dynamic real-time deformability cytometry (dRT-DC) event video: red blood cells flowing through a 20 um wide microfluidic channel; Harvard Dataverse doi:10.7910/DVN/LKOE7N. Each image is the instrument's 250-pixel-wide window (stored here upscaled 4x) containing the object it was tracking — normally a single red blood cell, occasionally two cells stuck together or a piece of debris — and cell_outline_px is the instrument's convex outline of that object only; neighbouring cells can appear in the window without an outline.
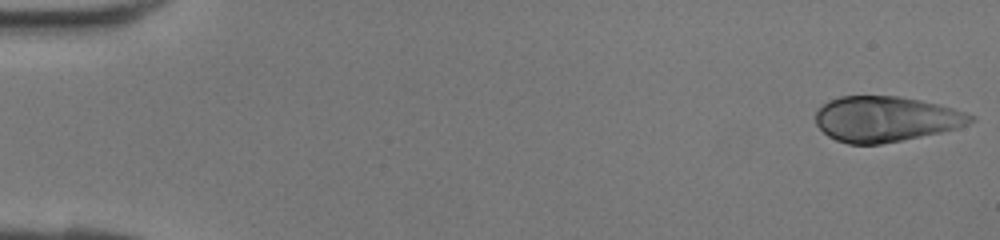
{"species": "human", "species_latin": "Homo sapiens", "temperature_condition": "room temperature", "stored_images_in_passage": 42, "camera_frame_rate_fps": 3000, "um_per_image_px": 0.085, "donor": {"sex": "female"}, "frame": {"image": 1, "passage_image": 1, "time_ms": 0.0, "image_size_px": [1000, 240], "cell_outline_px": [[976, 120], [968, 124], [956, 128], [940, 132], [880, 144], [848, 144], [836, 140], [828, 136], [816, 124], [816, 108], [828, 100], [840, 96], [900, 96], [920, 100], [952, 108], [976, 116]], "centroid_in_image_um": [75.25, 10.1], "position_along_channel_um": 9.7, "area_um2": 40.92}}
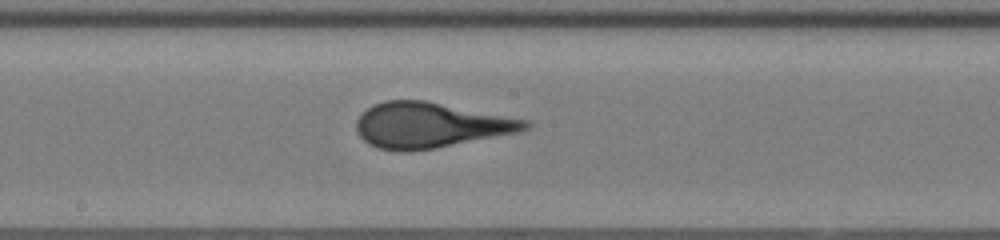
{"frame": {"image": 2, "passage_image": 23, "time_ms": 7.333, "image_size_px": [1000, 240], "cell_outline_px": [[532, 124], [528, 128], [516, 132], [436, 148], [408, 152], [400, 152], [376, 148], [368, 144], [356, 132], [356, 120], [372, 104], [384, 100], [424, 100], [528, 120]], "centroid_in_image_um": [36.51, 10.64], "position_along_channel_um": 211.7, "area_um2": 44.51}}
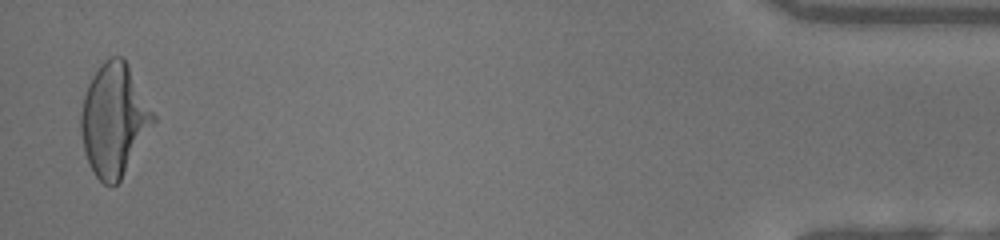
{"frame": {"image": 3, "passage_image": 41, "time_ms": 13.333, "image_size_px": [1000, 240], "cell_outline_px": [[156, 120], [120, 180], [112, 188], [104, 184], [96, 176], [88, 164], [84, 152], [80, 132], [80, 112], [84, 96], [88, 84], [92, 76], [100, 64], [108, 56], [120, 56], [128, 64], [156, 116]], "centroid_in_image_um": [9.67, 10.19], "position_along_channel_um": 425.5, "area_um2": 47.34}}